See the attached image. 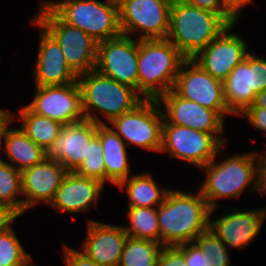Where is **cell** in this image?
<instances>
[{"mask_svg":"<svg viewBox=\"0 0 266 266\" xmlns=\"http://www.w3.org/2000/svg\"><path fill=\"white\" fill-rule=\"evenodd\" d=\"M157 208L160 228V243L176 246L195 241L196 237L209 229L211 209L202 196L169 190Z\"/></svg>","mask_w":266,"mask_h":266,"instance_id":"cell-1","label":"cell"},{"mask_svg":"<svg viewBox=\"0 0 266 266\" xmlns=\"http://www.w3.org/2000/svg\"><path fill=\"white\" fill-rule=\"evenodd\" d=\"M257 156L255 152L236 155L219 163L214 159L201 167L206 171V178L200 192L211 209L218 208L217 199L238 198L250 183L261 192L263 155Z\"/></svg>","mask_w":266,"mask_h":266,"instance_id":"cell-2","label":"cell"},{"mask_svg":"<svg viewBox=\"0 0 266 266\" xmlns=\"http://www.w3.org/2000/svg\"><path fill=\"white\" fill-rule=\"evenodd\" d=\"M228 25L217 13L173 0L167 39L186 59H193Z\"/></svg>","mask_w":266,"mask_h":266,"instance_id":"cell-3","label":"cell"},{"mask_svg":"<svg viewBox=\"0 0 266 266\" xmlns=\"http://www.w3.org/2000/svg\"><path fill=\"white\" fill-rule=\"evenodd\" d=\"M186 58L166 39H138V93L158 99L172 90Z\"/></svg>","mask_w":266,"mask_h":266,"instance_id":"cell-4","label":"cell"},{"mask_svg":"<svg viewBox=\"0 0 266 266\" xmlns=\"http://www.w3.org/2000/svg\"><path fill=\"white\" fill-rule=\"evenodd\" d=\"M77 81L82 94L85 119L97 124L106 123L94 115L92 109L103 113L110 123L123 113L132 111L144 100L134 88L106 77L96 70L79 75Z\"/></svg>","mask_w":266,"mask_h":266,"instance_id":"cell-5","label":"cell"},{"mask_svg":"<svg viewBox=\"0 0 266 266\" xmlns=\"http://www.w3.org/2000/svg\"><path fill=\"white\" fill-rule=\"evenodd\" d=\"M46 3L65 23L102 42L121 35L117 0H62Z\"/></svg>","mask_w":266,"mask_h":266,"instance_id":"cell-6","label":"cell"},{"mask_svg":"<svg viewBox=\"0 0 266 266\" xmlns=\"http://www.w3.org/2000/svg\"><path fill=\"white\" fill-rule=\"evenodd\" d=\"M33 18L60 45L69 67L79 76L95 70L97 45L81 29L65 23L46 3Z\"/></svg>","mask_w":266,"mask_h":266,"instance_id":"cell-7","label":"cell"},{"mask_svg":"<svg viewBox=\"0 0 266 266\" xmlns=\"http://www.w3.org/2000/svg\"><path fill=\"white\" fill-rule=\"evenodd\" d=\"M162 104L157 99H144L132 111L123 113L110 124L126 145H137L140 148L160 152L164 116Z\"/></svg>","mask_w":266,"mask_h":266,"instance_id":"cell-8","label":"cell"},{"mask_svg":"<svg viewBox=\"0 0 266 266\" xmlns=\"http://www.w3.org/2000/svg\"><path fill=\"white\" fill-rule=\"evenodd\" d=\"M225 143L217 134L177 124H163L160 152L167 151L170 158L184 160L201 168L217 157Z\"/></svg>","mask_w":266,"mask_h":266,"instance_id":"cell-9","label":"cell"},{"mask_svg":"<svg viewBox=\"0 0 266 266\" xmlns=\"http://www.w3.org/2000/svg\"><path fill=\"white\" fill-rule=\"evenodd\" d=\"M123 35L145 32L139 39H166L173 0H117Z\"/></svg>","mask_w":266,"mask_h":266,"instance_id":"cell-10","label":"cell"},{"mask_svg":"<svg viewBox=\"0 0 266 266\" xmlns=\"http://www.w3.org/2000/svg\"><path fill=\"white\" fill-rule=\"evenodd\" d=\"M266 89V60L248 53L223 81L224 98L231 114L242 116L257 93Z\"/></svg>","mask_w":266,"mask_h":266,"instance_id":"cell-11","label":"cell"},{"mask_svg":"<svg viewBox=\"0 0 266 266\" xmlns=\"http://www.w3.org/2000/svg\"><path fill=\"white\" fill-rule=\"evenodd\" d=\"M173 90L187 100L215 110L223 119L231 114L225 103L223 81L214 78L193 59L181 64Z\"/></svg>","mask_w":266,"mask_h":266,"instance_id":"cell-12","label":"cell"},{"mask_svg":"<svg viewBox=\"0 0 266 266\" xmlns=\"http://www.w3.org/2000/svg\"><path fill=\"white\" fill-rule=\"evenodd\" d=\"M138 41L130 36L99 42L95 70L138 92Z\"/></svg>","mask_w":266,"mask_h":266,"instance_id":"cell-13","label":"cell"},{"mask_svg":"<svg viewBox=\"0 0 266 266\" xmlns=\"http://www.w3.org/2000/svg\"><path fill=\"white\" fill-rule=\"evenodd\" d=\"M34 99L26 105L32 112L63 125L85 119L78 81L65 85L36 86Z\"/></svg>","mask_w":266,"mask_h":266,"instance_id":"cell-14","label":"cell"},{"mask_svg":"<svg viewBox=\"0 0 266 266\" xmlns=\"http://www.w3.org/2000/svg\"><path fill=\"white\" fill-rule=\"evenodd\" d=\"M234 25H228L193 58L206 72L221 81H224L233 68L249 53L244 39L231 33L230 30Z\"/></svg>","mask_w":266,"mask_h":266,"instance_id":"cell-15","label":"cell"},{"mask_svg":"<svg viewBox=\"0 0 266 266\" xmlns=\"http://www.w3.org/2000/svg\"><path fill=\"white\" fill-rule=\"evenodd\" d=\"M163 106V124H177L210 134L223 133L224 119L215 111L180 97L173 89L157 99ZM166 110V111H165Z\"/></svg>","mask_w":266,"mask_h":266,"instance_id":"cell-16","label":"cell"},{"mask_svg":"<svg viewBox=\"0 0 266 266\" xmlns=\"http://www.w3.org/2000/svg\"><path fill=\"white\" fill-rule=\"evenodd\" d=\"M97 136V123L84 119L64 125L56 140L46 149L45 159L60 162L74 172L87 157L88 144Z\"/></svg>","mask_w":266,"mask_h":266,"instance_id":"cell-17","label":"cell"},{"mask_svg":"<svg viewBox=\"0 0 266 266\" xmlns=\"http://www.w3.org/2000/svg\"><path fill=\"white\" fill-rule=\"evenodd\" d=\"M67 173V169L60 162L47 159L22 170V195L26 197L23 198L24 212L38 202L50 204Z\"/></svg>","mask_w":266,"mask_h":266,"instance_id":"cell-18","label":"cell"},{"mask_svg":"<svg viewBox=\"0 0 266 266\" xmlns=\"http://www.w3.org/2000/svg\"><path fill=\"white\" fill-rule=\"evenodd\" d=\"M32 24L41 29L34 71L35 85H65L77 81L78 75L69 67L58 42L34 19Z\"/></svg>","mask_w":266,"mask_h":266,"instance_id":"cell-19","label":"cell"},{"mask_svg":"<svg viewBox=\"0 0 266 266\" xmlns=\"http://www.w3.org/2000/svg\"><path fill=\"white\" fill-rule=\"evenodd\" d=\"M87 227L81 252L101 266H118L128 238L123 226L90 220Z\"/></svg>","mask_w":266,"mask_h":266,"instance_id":"cell-20","label":"cell"},{"mask_svg":"<svg viewBox=\"0 0 266 266\" xmlns=\"http://www.w3.org/2000/svg\"><path fill=\"white\" fill-rule=\"evenodd\" d=\"M265 217L266 209L229 212L210 221L209 228L227 247L241 250L259 234Z\"/></svg>","mask_w":266,"mask_h":266,"instance_id":"cell-21","label":"cell"},{"mask_svg":"<svg viewBox=\"0 0 266 266\" xmlns=\"http://www.w3.org/2000/svg\"><path fill=\"white\" fill-rule=\"evenodd\" d=\"M103 186L104 184L96 179L68 172L50 205L59 209L62 214L89 211L92 203L97 202Z\"/></svg>","mask_w":266,"mask_h":266,"instance_id":"cell-22","label":"cell"},{"mask_svg":"<svg viewBox=\"0 0 266 266\" xmlns=\"http://www.w3.org/2000/svg\"><path fill=\"white\" fill-rule=\"evenodd\" d=\"M97 136L101 140L106 168V181L116 186L129 177L130 165L127 158L126 142L111 126L97 124Z\"/></svg>","mask_w":266,"mask_h":266,"instance_id":"cell-23","label":"cell"},{"mask_svg":"<svg viewBox=\"0 0 266 266\" xmlns=\"http://www.w3.org/2000/svg\"><path fill=\"white\" fill-rule=\"evenodd\" d=\"M117 186L126 190L130 199L129 207H158L169 191L158 186L149 173L132 174Z\"/></svg>","mask_w":266,"mask_h":266,"instance_id":"cell-24","label":"cell"},{"mask_svg":"<svg viewBox=\"0 0 266 266\" xmlns=\"http://www.w3.org/2000/svg\"><path fill=\"white\" fill-rule=\"evenodd\" d=\"M3 143L11 165L19 171L37 165L45 159V151L29 139L21 128L10 129Z\"/></svg>","mask_w":266,"mask_h":266,"instance_id":"cell-25","label":"cell"},{"mask_svg":"<svg viewBox=\"0 0 266 266\" xmlns=\"http://www.w3.org/2000/svg\"><path fill=\"white\" fill-rule=\"evenodd\" d=\"M21 130L44 151L56 140L64 126L62 123L32 112L26 105L19 110Z\"/></svg>","mask_w":266,"mask_h":266,"instance_id":"cell-26","label":"cell"},{"mask_svg":"<svg viewBox=\"0 0 266 266\" xmlns=\"http://www.w3.org/2000/svg\"><path fill=\"white\" fill-rule=\"evenodd\" d=\"M21 194V171L0 158V205L20 217L24 213V200L18 197Z\"/></svg>","mask_w":266,"mask_h":266,"instance_id":"cell-27","label":"cell"},{"mask_svg":"<svg viewBox=\"0 0 266 266\" xmlns=\"http://www.w3.org/2000/svg\"><path fill=\"white\" fill-rule=\"evenodd\" d=\"M129 226H123L129 237L160 243L157 209L153 207H129L126 211Z\"/></svg>","mask_w":266,"mask_h":266,"instance_id":"cell-28","label":"cell"},{"mask_svg":"<svg viewBox=\"0 0 266 266\" xmlns=\"http://www.w3.org/2000/svg\"><path fill=\"white\" fill-rule=\"evenodd\" d=\"M163 247L158 242L128 236L118 266H156Z\"/></svg>","mask_w":266,"mask_h":266,"instance_id":"cell-29","label":"cell"},{"mask_svg":"<svg viewBox=\"0 0 266 266\" xmlns=\"http://www.w3.org/2000/svg\"><path fill=\"white\" fill-rule=\"evenodd\" d=\"M32 258L24 250L12 227L0 232V266H31Z\"/></svg>","mask_w":266,"mask_h":266,"instance_id":"cell-30","label":"cell"},{"mask_svg":"<svg viewBox=\"0 0 266 266\" xmlns=\"http://www.w3.org/2000/svg\"><path fill=\"white\" fill-rule=\"evenodd\" d=\"M74 172L82 177L96 179L103 184L106 182L103 149L98 136L88 144L87 157L84 158L81 165Z\"/></svg>","mask_w":266,"mask_h":266,"instance_id":"cell-31","label":"cell"},{"mask_svg":"<svg viewBox=\"0 0 266 266\" xmlns=\"http://www.w3.org/2000/svg\"><path fill=\"white\" fill-rule=\"evenodd\" d=\"M195 242L208 254L210 266H229L230 257L227 246L209 228L196 237Z\"/></svg>","mask_w":266,"mask_h":266,"instance_id":"cell-32","label":"cell"},{"mask_svg":"<svg viewBox=\"0 0 266 266\" xmlns=\"http://www.w3.org/2000/svg\"><path fill=\"white\" fill-rule=\"evenodd\" d=\"M176 247L184 254L187 266H210L208 254L203 252L195 241L182 243Z\"/></svg>","mask_w":266,"mask_h":266,"instance_id":"cell-33","label":"cell"},{"mask_svg":"<svg viewBox=\"0 0 266 266\" xmlns=\"http://www.w3.org/2000/svg\"><path fill=\"white\" fill-rule=\"evenodd\" d=\"M187 4L210 10L219 14L229 25L235 24L238 18L224 5L222 0H181Z\"/></svg>","mask_w":266,"mask_h":266,"instance_id":"cell-34","label":"cell"},{"mask_svg":"<svg viewBox=\"0 0 266 266\" xmlns=\"http://www.w3.org/2000/svg\"><path fill=\"white\" fill-rule=\"evenodd\" d=\"M156 266H187L184 254L176 246H164Z\"/></svg>","mask_w":266,"mask_h":266,"instance_id":"cell-35","label":"cell"},{"mask_svg":"<svg viewBox=\"0 0 266 266\" xmlns=\"http://www.w3.org/2000/svg\"><path fill=\"white\" fill-rule=\"evenodd\" d=\"M63 251V258L66 266H101L92 259L88 258L81 251H77L66 246Z\"/></svg>","mask_w":266,"mask_h":266,"instance_id":"cell-36","label":"cell"},{"mask_svg":"<svg viewBox=\"0 0 266 266\" xmlns=\"http://www.w3.org/2000/svg\"><path fill=\"white\" fill-rule=\"evenodd\" d=\"M242 114H246L251 124L266 133V108L248 107Z\"/></svg>","mask_w":266,"mask_h":266,"instance_id":"cell-37","label":"cell"},{"mask_svg":"<svg viewBox=\"0 0 266 266\" xmlns=\"http://www.w3.org/2000/svg\"><path fill=\"white\" fill-rule=\"evenodd\" d=\"M13 116L14 114H11L10 111L0 109V146H2V142H4L2 140L6 138L8 131L11 129L8 128V125L11 123Z\"/></svg>","mask_w":266,"mask_h":266,"instance_id":"cell-38","label":"cell"},{"mask_svg":"<svg viewBox=\"0 0 266 266\" xmlns=\"http://www.w3.org/2000/svg\"><path fill=\"white\" fill-rule=\"evenodd\" d=\"M18 217L6 206L0 205V232L8 227Z\"/></svg>","mask_w":266,"mask_h":266,"instance_id":"cell-39","label":"cell"},{"mask_svg":"<svg viewBox=\"0 0 266 266\" xmlns=\"http://www.w3.org/2000/svg\"><path fill=\"white\" fill-rule=\"evenodd\" d=\"M224 5L237 17L244 5L250 4L252 0H222Z\"/></svg>","mask_w":266,"mask_h":266,"instance_id":"cell-40","label":"cell"},{"mask_svg":"<svg viewBox=\"0 0 266 266\" xmlns=\"http://www.w3.org/2000/svg\"><path fill=\"white\" fill-rule=\"evenodd\" d=\"M250 107L266 108V89L257 93L255 101Z\"/></svg>","mask_w":266,"mask_h":266,"instance_id":"cell-41","label":"cell"},{"mask_svg":"<svg viewBox=\"0 0 266 266\" xmlns=\"http://www.w3.org/2000/svg\"><path fill=\"white\" fill-rule=\"evenodd\" d=\"M261 193L266 194V150L262 159Z\"/></svg>","mask_w":266,"mask_h":266,"instance_id":"cell-42","label":"cell"}]
</instances>
